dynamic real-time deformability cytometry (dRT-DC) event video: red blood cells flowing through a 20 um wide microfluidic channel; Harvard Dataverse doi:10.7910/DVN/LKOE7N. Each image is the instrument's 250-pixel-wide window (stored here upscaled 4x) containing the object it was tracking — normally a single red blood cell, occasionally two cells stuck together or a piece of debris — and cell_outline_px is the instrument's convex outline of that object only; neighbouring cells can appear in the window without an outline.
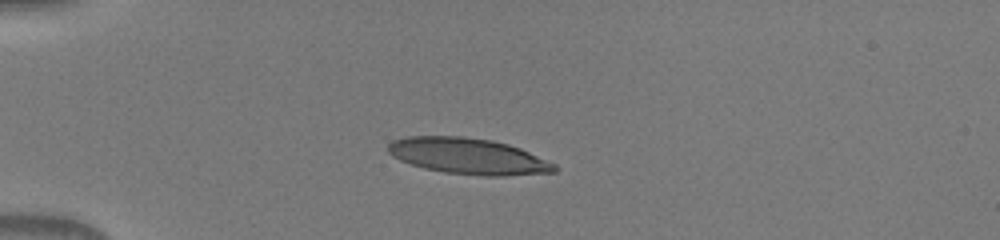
{"species": "human", "species_latin": "Homo sapiens", "temperature_condition": "warm", "stored_images_in_passage": 37, "camera_frame_rate_fps": 3000, "um_per_image_px": 0.085, "donor": {"sex": "male"}, "frame": {"image": 1, "passage_image": 1, "time_ms": 0.0, "image_size_px": [1000, 240], "cell_outline_px": [[556, 172], [504, 176], [484, 176], [444, 172], [424, 168], [400, 160], [392, 156], [388, 152], [388, 144], [392, 140], [408, 136], [464, 136], [492, 140], [508, 144], [520, 148], [556, 164]], "centroid_in_image_um": [39.79, 13.27], "position_along_channel_um": 45.2, "area_um2": 35.03}}
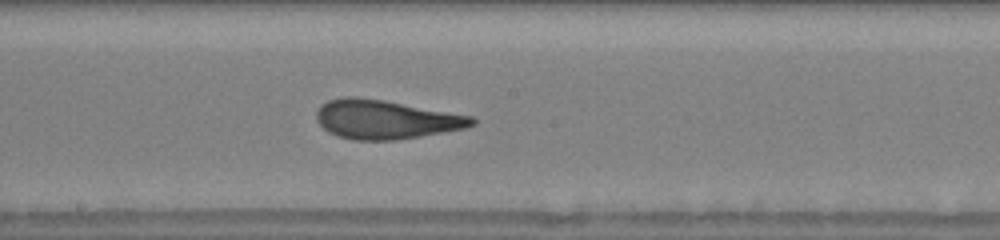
{"frame": {"image": 2, "passage_image": 16, "time_ms": 5.0, "image_size_px": [1000, 240], "cell_outline_px": [[476, 124], [464, 128], [396, 140], [352, 140], [336, 136], [328, 132], [316, 120], [316, 112], [320, 104], [328, 100], [344, 96], [356, 96], [384, 100], [472, 116], [476, 120]], "centroid_in_image_um": [32.72, 10.14], "position_along_channel_um": 215.5, "area_um2": 35.32}}
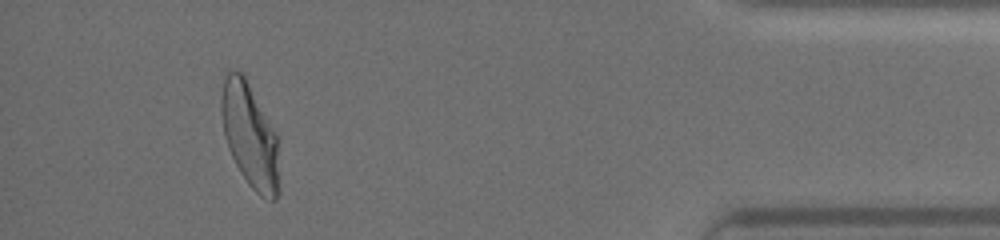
{"frame": {"image": 3, "passage_image": 34, "time_ms": 11.0, "image_size_px": [1000, 240], "cell_outline_px": [[276, 200], [272, 200], [260, 196], [248, 184], [240, 172], [228, 148], [224, 136], [220, 112], [220, 100], [224, 80], [228, 72], [240, 72], [244, 76], [276, 132]], "centroid_in_image_um": [21.17, 11.48], "position_along_channel_um": 414.0, "area_um2": 34.04}}